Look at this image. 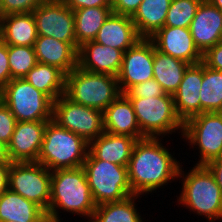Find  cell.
<instances>
[{
    "label": "cell",
    "mask_w": 222,
    "mask_h": 222,
    "mask_svg": "<svg viewBox=\"0 0 222 222\" xmlns=\"http://www.w3.org/2000/svg\"><path fill=\"white\" fill-rule=\"evenodd\" d=\"M162 140L161 137H145L136 141L127 166L128 180L134 195L146 196L156 193V190L159 192V189L178 179L181 163L173 156L174 151L172 153V149L164 146Z\"/></svg>",
    "instance_id": "obj_1"
},
{
    "label": "cell",
    "mask_w": 222,
    "mask_h": 222,
    "mask_svg": "<svg viewBox=\"0 0 222 222\" xmlns=\"http://www.w3.org/2000/svg\"><path fill=\"white\" fill-rule=\"evenodd\" d=\"M96 206L82 166L51 171L49 222H63L60 215L63 212L79 215L89 222Z\"/></svg>",
    "instance_id": "obj_2"
},
{
    "label": "cell",
    "mask_w": 222,
    "mask_h": 222,
    "mask_svg": "<svg viewBox=\"0 0 222 222\" xmlns=\"http://www.w3.org/2000/svg\"><path fill=\"white\" fill-rule=\"evenodd\" d=\"M193 166L188 172L183 171L181 162L177 181L182 178V188L180 195H176L177 203L194 215L206 217L209 222H219L222 220V190L206 166Z\"/></svg>",
    "instance_id": "obj_3"
},
{
    "label": "cell",
    "mask_w": 222,
    "mask_h": 222,
    "mask_svg": "<svg viewBox=\"0 0 222 222\" xmlns=\"http://www.w3.org/2000/svg\"><path fill=\"white\" fill-rule=\"evenodd\" d=\"M88 151L89 143L83 137L50 120L37 162L50 171L78 168L83 165Z\"/></svg>",
    "instance_id": "obj_4"
},
{
    "label": "cell",
    "mask_w": 222,
    "mask_h": 222,
    "mask_svg": "<svg viewBox=\"0 0 222 222\" xmlns=\"http://www.w3.org/2000/svg\"><path fill=\"white\" fill-rule=\"evenodd\" d=\"M121 94L117 76L74 68L66 75L64 95L72 102L104 111Z\"/></svg>",
    "instance_id": "obj_5"
},
{
    "label": "cell",
    "mask_w": 222,
    "mask_h": 222,
    "mask_svg": "<svg viewBox=\"0 0 222 222\" xmlns=\"http://www.w3.org/2000/svg\"><path fill=\"white\" fill-rule=\"evenodd\" d=\"M129 100L144 137L166 138L173 133L183 135L184 123L176 113L173 95L166 93L159 97Z\"/></svg>",
    "instance_id": "obj_6"
},
{
    "label": "cell",
    "mask_w": 222,
    "mask_h": 222,
    "mask_svg": "<svg viewBox=\"0 0 222 222\" xmlns=\"http://www.w3.org/2000/svg\"><path fill=\"white\" fill-rule=\"evenodd\" d=\"M96 205L133 196L127 167L96 159L89 151L82 165Z\"/></svg>",
    "instance_id": "obj_7"
},
{
    "label": "cell",
    "mask_w": 222,
    "mask_h": 222,
    "mask_svg": "<svg viewBox=\"0 0 222 222\" xmlns=\"http://www.w3.org/2000/svg\"><path fill=\"white\" fill-rule=\"evenodd\" d=\"M0 100L17 122L52 120L53 101L24 78L11 79L0 90Z\"/></svg>",
    "instance_id": "obj_8"
},
{
    "label": "cell",
    "mask_w": 222,
    "mask_h": 222,
    "mask_svg": "<svg viewBox=\"0 0 222 222\" xmlns=\"http://www.w3.org/2000/svg\"><path fill=\"white\" fill-rule=\"evenodd\" d=\"M198 150V166H206L222 156V112H203L184 123L180 137Z\"/></svg>",
    "instance_id": "obj_9"
},
{
    "label": "cell",
    "mask_w": 222,
    "mask_h": 222,
    "mask_svg": "<svg viewBox=\"0 0 222 222\" xmlns=\"http://www.w3.org/2000/svg\"><path fill=\"white\" fill-rule=\"evenodd\" d=\"M8 189L48 212L51 198V171L38 162H12Z\"/></svg>",
    "instance_id": "obj_10"
},
{
    "label": "cell",
    "mask_w": 222,
    "mask_h": 222,
    "mask_svg": "<svg viewBox=\"0 0 222 222\" xmlns=\"http://www.w3.org/2000/svg\"><path fill=\"white\" fill-rule=\"evenodd\" d=\"M52 120L88 143L104 132L103 112L60 96L53 102Z\"/></svg>",
    "instance_id": "obj_11"
},
{
    "label": "cell",
    "mask_w": 222,
    "mask_h": 222,
    "mask_svg": "<svg viewBox=\"0 0 222 222\" xmlns=\"http://www.w3.org/2000/svg\"><path fill=\"white\" fill-rule=\"evenodd\" d=\"M32 13L38 35L76 43L74 11L63 0H47Z\"/></svg>",
    "instance_id": "obj_12"
},
{
    "label": "cell",
    "mask_w": 222,
    "mask_h": 222,
    "mask_svg": "<svg viewBox=\"0 0 222 222\" xmlns=\"http://www.w3.org/2000/svg\"><path fill=\"white\" fill-rule=\"evenodd\" d=\"M154 43L141 38L123 54L122 66L117 76L121 93L132 86L153 79Z\"/></svg>",
    "instance_id": "obj_13"
},
{
    "label": "cell",
    "mask_w": 222,
    "mask_h": 222,
    "mask_svg": "<svg viewBox=\"0 0 222 222\" xmlns=\"http://www.w3.org/2000/svg\"><path fill=\"white\" fill-rule=\"evenodd\" d=\"M48 121L16 122L7 145L11 162H37Z\"/></svg>",
    "instance_id": "obj_14"
},
{
    "label": "cell",
    "mask_w": 222,
    "mask_h": 222,
    "mask_svg": "<svg viewBox=\"0 0 222 222\" xmlns=\"http://www.w3.org/2000/svg\"><path fill=\"white\" fill-rule=\"evenodd\" d=\"M157 50L190 65L202 62L203 54L194 43L189 28L164 26L149 38Z\"/></svg>",
    "instance_id": "obj_15"
},
{
    "label": "cell",
    "mask_w": 222,
    "mask_h": 222,
    "mask_svg": "<svg viewBox=\"0 0 222 222\" xmlns=\"http://www.w3.org/2000/svg\"><path fill=\"white\" fill-rule=\"evenodd\" d=\"M190 33L198 50L204 54L222 40V11L203 0L190 24Z\"/></svg>",
    "instance_id": "obj_16"
},
{
    "label": "cell",
    "mask_w": 222,
    "mask_h": 222,
    "mask_svg": "<svg viewBox=\"0 0 222 222\" xmlns=\"http://www.w3.org/2000/svg\"><path fill=\"white\" fill-rule=\"evenodd\" d=\"M123 54L122 50L89 41L78 48L77 67L93 73L118 76Z\"/></svg>",
    "instance_id": "obj_17"
},
{
    "label": "cell",
    "mask_w": 222,
    "mask_h": 222,
    "mask_svg": "<svg viewBox=\"0 0 222 222\" xmlns=\"http://www.w3.org/2000/svg\"><path fill=\"white\" fill-rule=\"evenodd\" d=\"M201 84L202 62L186 69L178 90L173 94L176 113L183 123L201 114Z\"/></svg>",
    "instance_id": "obj_18"
},
{
    "label": "cell",
    "mask_w": 222,
    "mask_h": 222,
    "mask_svg": "<svg viewBox=\"0 0 222 222\" xmlns=\"http://www.w3.org/2000/svg\"><path fill=\"white\" fill-rule=\"evenodd\" d=\"M34 50L38 63L55 66L66 75L77 67L76 43H67L53 37L38 35Z\"/></svg>",
    "instance_id": "obj_19"
},
{
    "label": "cell",
    "mask_w": 222,
    "mask_h": 222,
    "mask_svg": "<svg viewBox=\"0 0 222 222\" xmlns=\"http://www.w3.org/2000/svg\"><path fill=\"white\" fill-rule=\"evenodd\" d=\"M103 126L108 133L126 135L137 140L145 138L140 131L132 103L124 93L103 111Z\"/></svg>",
    "instance_id": "obj_20"
},
{
    "label": "cell",
    "mask_w": 222,
    "mask_h": 222,
    "mask_svg": "<svg viewBox=\"0 0 222 222\" xmlns=\"http://www.w3.org/2000/svg\"><path fill=\"white\" fill-rule=\"evenodd\" d=\"M140 39L130 16L111 13L93 41L125 52Z\"/></svg>",
    "instance_id": "obj_21"
},
{
    "label": "cell",
    "mask_w": 222,
    "mask_h": 222,
    "mask_svg": "<svg viewBox=\"0 0 222 222\" xmlns=\"http://www.w3.org/2000/svg\"><path fill=\"white\" fill-rule=\"evenodd\" d=\"M136 141V138L130 136L104 131L89 142V152L96 159L127 167Z\"/></svg>",
    "instance_id": "obj_22"
},
{
    "label": "cell",
    "mask_w": 222,
    "mask_h": 222,
    "mask_svg": "<svg viewBox=\"0 0 222 222\" xmlns=\"http://www.w3.org/2000/svg\"><path fill=\"white\" fill-rule=\"evenodd\" d=\"M37 37L32 12L9 14L0 18V39L7 45L34 46Z\"/></svg>",
    "instance_id": "obj_23"
},
{
    "label": "cell",
    "mask_w": 222,
    "mask_h": 222,
    "mask_svg": "<svg viewBox=\"0 0 222 222\" xmlns=\"http://www.w3.org/2000/svg\"><path fill=\"white\" fill-rule=\"evenodd\" d=\"M49 222L47 213L37 204L7 189L0 196V222Z\"/></svg>",
    "instance_id": "obj_24"
},
{
    "label": "cell",
    "mask_w": 222,
    "mask_h": 222,
    "mask_svg": "<svg viewBox=\"0 0 222 222\" xmlns=\"http://www.w3.org/2000/svg\"><path fill=\"white\" fill-rule=\"evenodd\" d=\"M172 0H143L131 17L141 38L149 39L165 25Z\"/></svg>",
    "instance_id": "obj_25"
},
{
    "label": "cell",
    "mask_w": 222,
    "mask_h": 222,
    "mask_svg": "<svg viewBox=\"0 0 222 222\" xmlns=\"http://www.w3.org/2000/svg\"><path fill=\"white\" fill-rule=\"evenodd\" d=\"M189 63L169 56L154 46L153 78L162 86L165 93L173 95L181 83Z\"/></svg>",
    "instance_id": "obj_26"
},
{
    "label": "cell",
    "mask_w": 222,
    "mask_h": 222,
    "mask_svg": "<svg viewBox=\"0 0 222 222\" xmlns=\"http://www.w3.org/2000/svg\"><path fill=\"white\" fill-rule=\"evenodd\" d=\"M24 79L53 102L65 93L66 74L55 66L37 63Z\"/></svg>",
    "instance_id": "obj_27"
},
{
    "label": "cell",
    "mask_w": 222,
    "mask_h": 222,
    "mask_svg": "<svg viewBox=\"0 0 222 222\" xmlns=\"http://www.w3.org/2000/svg\"><path fill=\"white\" fill-rule=\"evenodd\" d=\"M112 13L111 6L90 7L74 10L77 48L93 41L105 20Z\"/></svg>",
    "instance_id": "obj_28"
},
{
    "label": "cell",
    "mask_w": 222,
    "mask_h": 222,
    "mask_svg": "<svg viewBox=\"0 0 222 222\" xmlns=\"http://www.w3.org/2000/svg\"><path fill=\"white\" fill-rule=\"evenodd\" d=\"M141 197L133 195L120 202L97 205L89 222H145L135 203Z\"/></svg>",
    "instance_id": "obj_29"
},
{
    "label": "cell",
    "mask_w": 222,
    "mask_h": 222,
    "mask_svg": "<svg viewBox=\"0 0 222 222\" xmlns=\"http://www.w3.org/2000/svg\"><path fill=\"white\" fill-rule=\"evenodd\" d=\"M200 103L201 113L222 112V71L210 69L203 63Z\"/></svg>",
    "instance_id": "obj_30"
},
{
    "label": "cell",
    "mask_w": 222,
    "mask_h": 222,
    "mask_svg": "<svg viewBox=\"0 0 222 222\" xmlns=\"http://www.w3.org/2000/svg\"><path fill=\"white\" fill-rule=\"evenodd\" d=\"M8 62L11 78H24L38 63L34 46L8 45Z\"/></svg>",
    "instance_id": "obj_31"
},
{
    "label": "cell",
    "mask_w": 222,
    "mask_h": 222,
    "mask_svg": "<svg viewBox=\"0 0 222 222\" xmlns=\"http://www.w3.org/2000/svg\"><path fill=\"white\" fill-rule=\"evenodd\" d=\"M203 0H172L168 9L165 25L189 28L196 10Z\"/></svg>",
    "instance_id": "obj_32"
},
{
    "label": "cell",
    "mask_w": 222,
    "mask_h": 222,
    "mask_svg": "<svg viewBox=\"0 0 222 222\" xmlns=\"http://www.w3.org/2000/svg\"><path fill=\"white\" fill-rule=\"evenodd\" d=\"M128 98L159 97L165 95L162 86L153 78L132 86L124 93Z\"/></svg>",
    "instance_id": "obj_33"
},
{
    "label": "cell",
    "mask_w": 222,
    "mask_h": 222,
    "mask_svg": "<svg viewBox=\"0 0 222 222\" xmlns=\"http://www.w3.org/2000/svg\"><path fill=\"white\" fill-rule=\"evenodd\" d=\"M47 0H2V16L29 13Z\"/></svg>",
    "instance_id": "obj_34"
},
{
    "label": "cell",
    "mask_w": 222,
    "mask_h": 222,
    "mask_svg": "<svg viewBox=\"0 0 222 222\" xmlns=\"http://www.w3.org/2000/svg\"><path fill=\"white\" fill-rule=\"evenodd\" d=\"M16 122L9 108L0 100V141L6 145L10 142Z\"/></svg>",
    "instance_id": "obj_35"
},
{
    "label": "cell",
    "mask_w": 222,
    "mask_h": 222,
    "mask_svg": "<svg viewBox=\"0 0 222 222\" xmlns=\"http://www.w3.org/2000/svg\"><path fill=\"white\" fill-rule=\"evenodd\" d=\"M202 63L210 69L222 71V40L203 54Z\"/></svg>",
    "instance_id": "obj_36"
},
{
    "label": "cell",
    "mask_w": 222,
    "mask_h": 222,
    "mask_svg": "<svg viewBox=\"0 0 222 222\" xmlns=\"http://www.w3.org/2000/svg\"><path fill=\"white\" fill-rule=\"evenodd\" d=\"M8 62V45L0 39V90L11 80Z\"/></svg>",
    "instance_id": "obj_37"
},
{
    "label": "cell",
    "mask_w": 222,
    "mask_h": 222,
    "mask_svg": "<svg viewBox=\"0 0 222 222\" xmlns=\"http://www.w3.org/2000/svg\"><path fill=\"white\" fill-rule=\"evenodd\" d=\"M143 0H115L112 13L132 17Z\"/></svg>",
    "instance_id": "obj_38"
},
{
    "label": "cell",
    "mask_w": 222,
    "mask_h": 222,
    "mask_svg": "<svg viewBox=\"0 0 222 222\" xmlns=\"http://www.w3.org/2000/svg\"><path fill=\"white\" fill-rule=\"evenodd\" d=\"M71 10L110 6L105 0H63Z\"/></svg>",
    "instance_id": "obj_39"
},
{
    "label": "cell",
    "mask_w": 222,
    "mask_h": 222,
    "mask_svg": "<svg viewBox=\"0 0 222 222\" xmlns=\"http://www.w3.org/2000/svg\"><path fill=\"white\" fill-rule=\"evenodd\" d=\"M206 167L211 171L219 187L222 190V156L211 161Z\"/></svg>",
    "instance_id": "obj_40"
},
{
    "label": "cell",
    "mask_w": 222,
    "mask_h": 222,
    "mask_svg": "<svg viewBox=\"0 0 222 222\" xmlns=\"http://www.w3.org/2000/svg\"><path fill=\"white\" fill-rule=\"evenodd\" d=\"M11 163H0V196L8 189V172Z\"/></svg>",
    "instance_id": "obj_41"
},
{
    "label": "cell",
    "mask_w": 222,
    "mask_h": 222,
    "mask_svg": "<svg viewBox=\"0 0 222 222\" xmlns=\"http://www.w3.org/2000/svg\"><path fill=\"white\" fill-rule=\"evenodd\" d=\"M0 163H12L9 155L7 145L0 141Z\"/></svg>",
    "instance_id": "obj_42"
},
{
    "label": "cell",
    "mask_w": 222,
    "mask_h": 222,
    "mask_svg": "<svg viewBox=\"0 0 222 222\" xmlns=\"http://www.w3.org/2000/svg\"><path fill=\"white\" fill-rule=\"evenodd\" d=\"M207 1L222 11V0H207Z\"/></svg>",
    "instance_id": "obj_43"
},
{
    "label": "cell",
    "mask_w": 222,
    "mask_h": 222,
    "mask_svg": "<svg viewBox=\"0 0 222 222\" xmlns=\"http://www.w3.org/2000/svg\"><path fill=\"white\" fill-rule=\"evenodd\" d=\"M110 6H112L115 2V0H105Z\"/></svg>",
    "instance_id": "obj_44"
},
{
    "label": "cell",
    "mask_w": 222,
    "mask_h": 222,
    "mask_svg": "<svg viewBox=\"0 0 222 222\" xmlns=\"http://www.w3.org/2000/svg\"><path fill=\"white\" fill-rule=\"evenodd\" d=\"M2 17V0H0V18Z\"/></svg>",
    "instance_id": "obj_45"
}]
</instances>
